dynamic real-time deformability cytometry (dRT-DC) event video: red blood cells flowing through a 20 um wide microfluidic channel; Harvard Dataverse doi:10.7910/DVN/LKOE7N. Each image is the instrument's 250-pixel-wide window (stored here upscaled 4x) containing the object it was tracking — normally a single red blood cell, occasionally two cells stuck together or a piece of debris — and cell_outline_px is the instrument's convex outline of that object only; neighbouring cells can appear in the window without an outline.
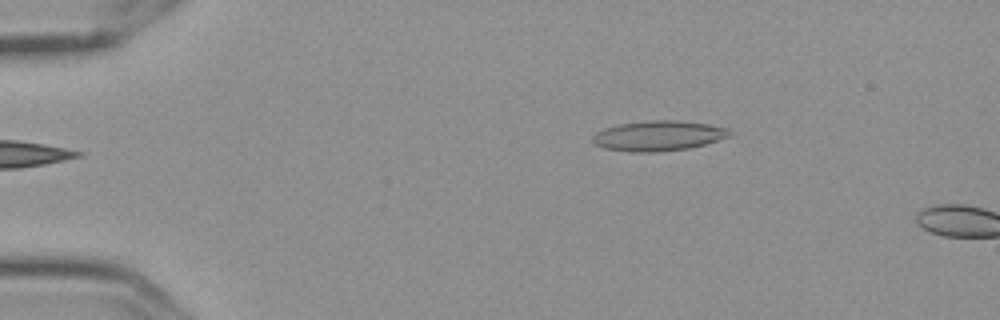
{"species": "Egyptian fruit bat (a non-hibernating species)", "species_latin": "Rousettus aegyptiacus", "temperature_condition": "cold", "stored_images_in_passage": 6, "camera_frame_rate_fps": 3000, "um_per_image_px": 0.085, "frame": {"image": 1, "passage_image": 6, "time_ms": 1.667, "image_size_px": [1000, 320], "cell_outline_px": [[736, 132], [732, 136], [704, 144], [688, 148], [656, 152], [628, 152], [604, 148], [596, 144], [592, 140], [592, 136], [596, 132], [604, 128], [620, 124], [652, 120], [680, 120], [708, 124], [728, 128]], "centroid_in_image_um": [56.01, 11.54], "position_along_channel_um": 29.0, "area_um2": 24.22}}